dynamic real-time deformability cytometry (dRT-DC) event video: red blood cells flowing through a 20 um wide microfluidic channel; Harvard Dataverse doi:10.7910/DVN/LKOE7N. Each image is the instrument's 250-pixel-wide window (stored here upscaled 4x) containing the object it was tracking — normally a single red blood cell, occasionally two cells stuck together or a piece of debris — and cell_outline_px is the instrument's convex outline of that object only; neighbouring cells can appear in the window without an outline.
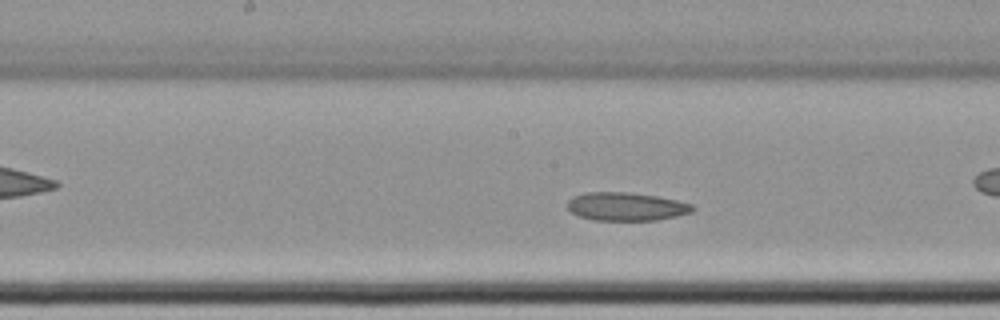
{"species": "common noctule bat (a hibernating species)", "species_latin": "Nyctalus noctula", "temperature_condition": "cold", "stored_images_in_passage": 54, "camera_frame_rate_fps": 3000, "um_per_image_px": 0.085, "animal": {"sex": "female", "body_mass_g": 22.7, "forearm_length_mm": 54.2}, "frame": {"image": 1, "passage_image": 24, "time_ms": 7.667, "image_size_px": [1000, 320], "cell_outline_px": [[696, 208], [692, 212], [676, 216], [656, 220], [592, 220], [580, 216], [572, 212], [568, 208], [568, 200], [572, 196], [584, 192], [628, 192], [656, 196], [676, 200], [692, 204]], "centroid_in_image_um": [53.22, 17.55], "position_along_channel_um": 195.0, "area_um2": 20.63}}